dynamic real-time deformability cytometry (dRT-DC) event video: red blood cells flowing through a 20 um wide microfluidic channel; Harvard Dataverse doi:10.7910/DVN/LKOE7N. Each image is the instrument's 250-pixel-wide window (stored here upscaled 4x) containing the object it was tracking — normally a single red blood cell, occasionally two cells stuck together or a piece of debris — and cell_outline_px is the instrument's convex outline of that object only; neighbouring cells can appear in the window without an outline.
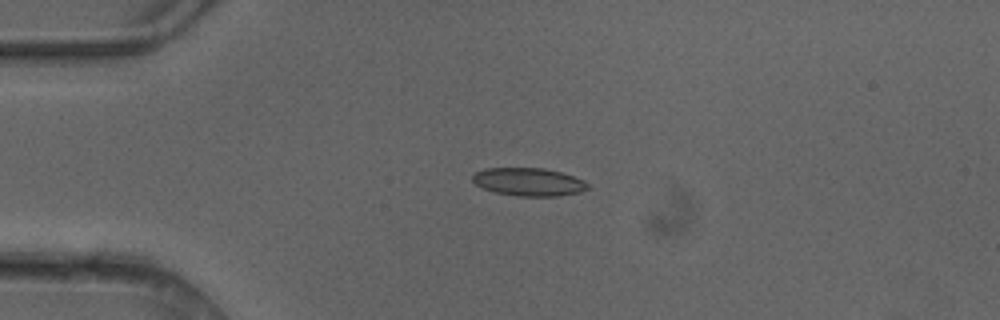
{"species": "common noctule bat (a hibernating species)", "species_latin": "Nyctalus noctula", "temperature_condition": "cold", "stored_images_in_passage": 4, "camera_frame_rate_fps": 3000, "um_per_image_px": 0.085, "animal": {"sex": "female"}, "frame": {"image": 1, "passage_image": 4, "time_ms": 1.0, "image_size_px": [1000, 320], "cell_outline_px": [[588, 188], [580, 192], [556, 196], [516, 196], [496, 192], [484, 188], [476, 184], [472, 180], [472, 176], [476, 172], [484, 168], [544, 168], [560, 172], [584, 180], [588, 184]], "centroid_in_image_um": [44.93, 15.46], "position_along_channel_um": 40.1, "area_um2": 18.67}}